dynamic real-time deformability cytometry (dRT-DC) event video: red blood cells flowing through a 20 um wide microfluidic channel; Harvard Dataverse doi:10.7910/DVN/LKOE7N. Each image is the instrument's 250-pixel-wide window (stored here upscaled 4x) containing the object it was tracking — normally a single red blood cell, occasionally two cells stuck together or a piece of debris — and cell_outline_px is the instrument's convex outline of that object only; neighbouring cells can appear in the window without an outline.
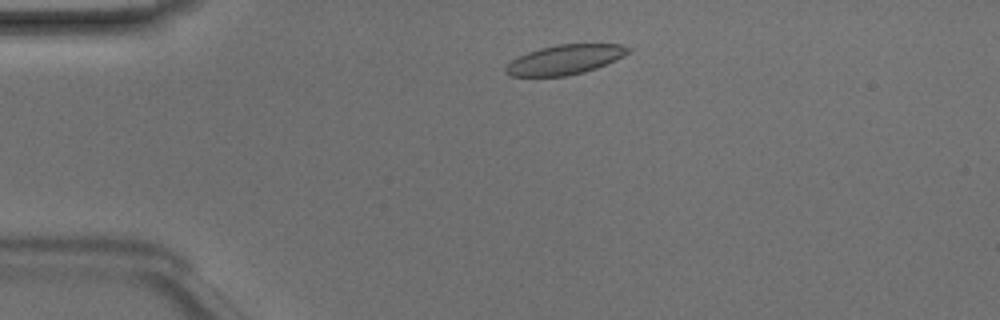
{"species": "Egyptian fruit bat (a non-hibernating species)", "species_latin": "Rousettus aegyptiacus", "temperature_condition": "room temperature", "stored_images_in_passage": 43, "camera_frame_rate_fps": 3000, "um_per_image_px": 0.085, "animal": {"sex": "male"}, "frame": {"image": 1, "passage_image": 5, "time_ms": 1.333, "image_size_px": [1000, 320], "cell_outline_px": [[632, 48], [624, 56], [616, 60], [596, 68], [584, 72], [564, 76], [508, 76], [504, 72], [504, 68], [516, 56], [540, 48], [556, 44], [620, 44]], "centroid_in_image_um": [47.99, 5.06], "position_along_channel_um": 37.0, "area_um2": 21.21}}
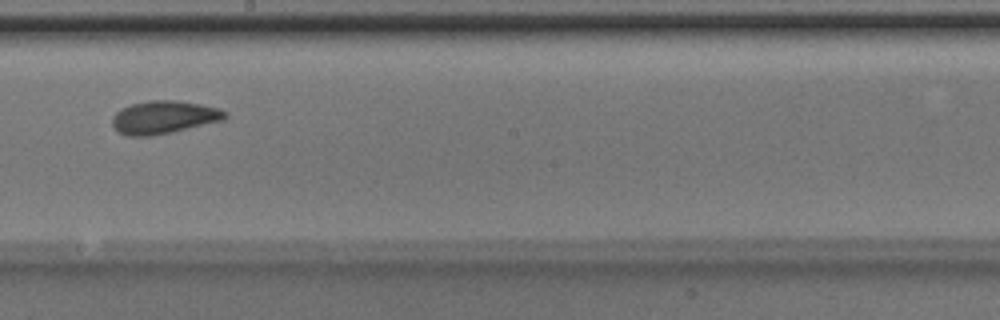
{"frame": {"image": 2, "passage_image": 22, "time_ms": 7.0, "image_size_px": [1000, 320], "cell_outline_px": [[228, 116], [224, 120], [172, 132], [148, 136], [124, 136], [112, 124], [112, 116], [120, 108], [132, 104], [148, 100], [176, 100], [200, 104], [220, 108], [228, 112]], "centroid_in_image_um": [13.94, 9.96], "position_along_channel_um": 234.3, "area_um2": 21.79}}
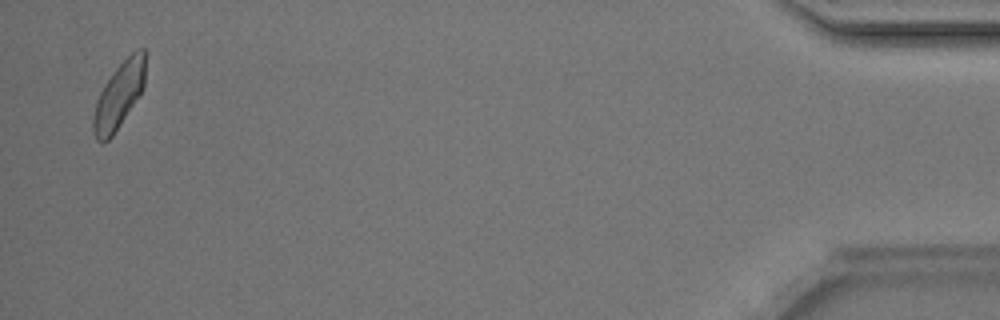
{"frame": {"image": 3, "passage_image": 42, "time_ms": 13.667, "image_size_px": [1000, 320], "cell_outline_px": [[144, 88], [112, 136], [108, 140], [96, 140], [92, 132], [92, 116], [96, 100], [104, 84], [112, 72], [132, 52], [140, 48], [144, 48]], "centroid_in_image_um": [10.07, 8.12], "position_along_channel_um": 425.1, "area_um2": 19.77}, "authors_computed_cell_mechanics": {"area_um2": 20.9814, "velocity_mm_per_s": 4.1479, "shape_relaxation_time_tau1_ms": 3.3499, "shape_relaxation_time_tau2_ms": 2.0838, "deformation_change_tau1": 0.0991, "deformation_change_tau2": 0.0686}}